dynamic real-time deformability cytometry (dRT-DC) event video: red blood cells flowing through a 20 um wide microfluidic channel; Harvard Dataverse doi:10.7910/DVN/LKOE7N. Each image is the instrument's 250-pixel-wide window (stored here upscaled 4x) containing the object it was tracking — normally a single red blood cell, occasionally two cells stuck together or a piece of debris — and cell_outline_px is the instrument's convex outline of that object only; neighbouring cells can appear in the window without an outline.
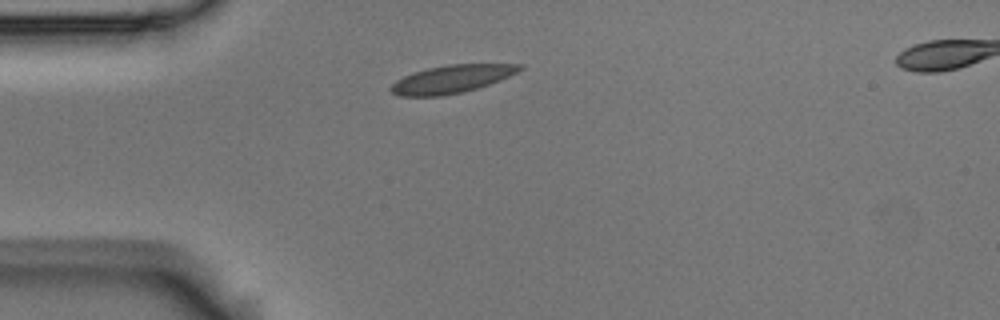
{"species": "Egyptian fruit bat (a non-hibernating species)", "species_latin": "Rousettus aegyptiacus", "temperature_condition": "room temperature", "stored_images_in_passage": 3, "camera_frame_rate_fps": 3000, "um_per_image_px": 0.085, "animal": {"sex": "male"}, "frame": {"image": 1, "passage_image": 1, "time_ms": 0.0, "image_size_px": [1000, 320], "cell_outline_px": [[524, 68], [500, 80], [476, 88], [460, 92], [440, 96], [400, 96], [392, 92], [388, 88], [396, 80], [412, 72], [428, 68], [448, 64], [524, 64]], "centroid_in_image_um": [38.36, 6.71], "position_along_channel_um": 46.6, "area_um2": 20.75}}
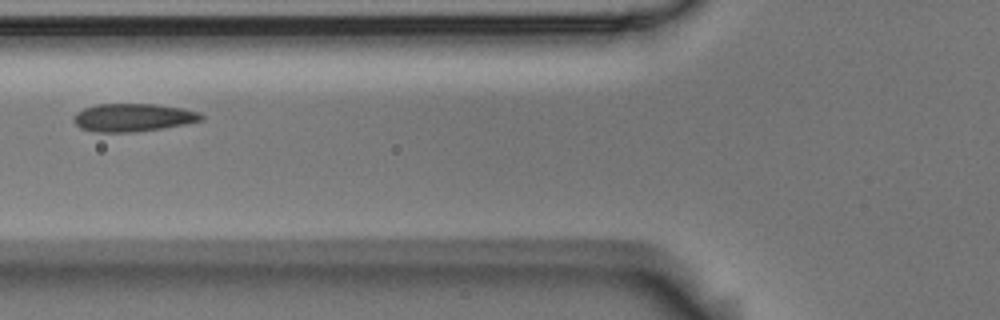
{"frame": {"image": 2, "passage_image": 3, "time_ms": 0.667, "image_size_px": [1000, 320], "cell_outline_px": [[204, 120], [184, 124], [136, 132], [96, 132], [80, 128], [72, 120], [72, 116], [76, 112], [84, 108], [96, 104], [156, 104], [184, 108], [200, 112], [204, 116]], "centroid_in_image_um": [11.3, 9.98], "position_along_channel_um": 114.5, "area_um2": 20.98}}